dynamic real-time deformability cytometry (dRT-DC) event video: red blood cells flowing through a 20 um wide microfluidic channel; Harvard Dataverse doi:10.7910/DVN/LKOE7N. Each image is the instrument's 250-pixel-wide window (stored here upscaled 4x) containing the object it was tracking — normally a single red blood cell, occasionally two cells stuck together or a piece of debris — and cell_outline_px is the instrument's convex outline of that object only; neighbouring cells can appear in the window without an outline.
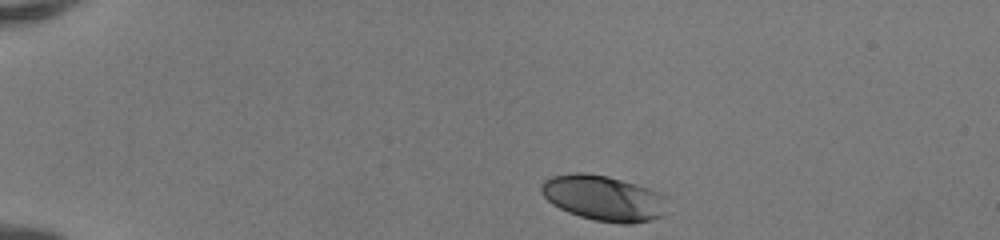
{"species": "human", "species_latin": "Homo sapiens", "temperature_condition": "room temperature", "stored_images_in_passage": 41, "camera_frame_rate_fps": 3000, "um_per_image_px": 0.085, "donor": {"sex": "female"}, "frame": {"image": 1, "passage_image": 1, "time_ms": 0.0, "image_size_px": [1000, 240], "cell_outline_px": [[668, 196], [664, 216], [652, 220], [632, 224], [620, 224], [592, 220], [568, 212], [552, 204], [544, 196], [540, 188], [540, 184], [544, 180], [552, 176], [572, 172], [584, 172], [608, 176], [636, 184], [648, 188]], "centroid_in_image_um": [51.33, 16.84], "position_along_channel_um": 33.7, "area_um2": 33.81}}
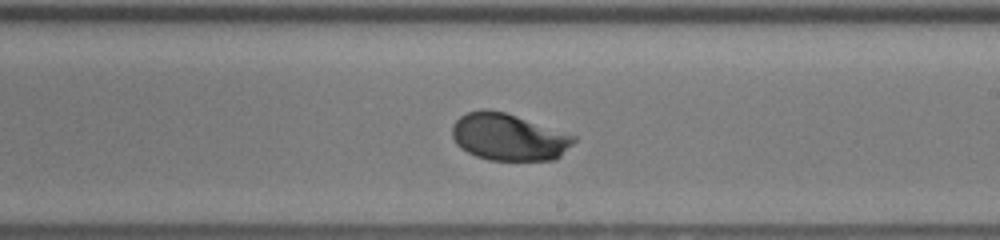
{"frame": {"image": 2, "passage_image": 22, "time_ms": 7.0, "image_size_px": [1000, 240], "cell_outline_px": [[576, 140], [556, 160], [488, 160], [476, 156], [460, 148], [456, 144], [452, 136], [452, 124], [460, 116], [468, 112], [480, 108], [488, 108], [504, 112], [576, 136]], "centroid_in_image_um": [43.19, 11.65], "position_along_channel_um": 245.8, "area_um2": 33.29}}
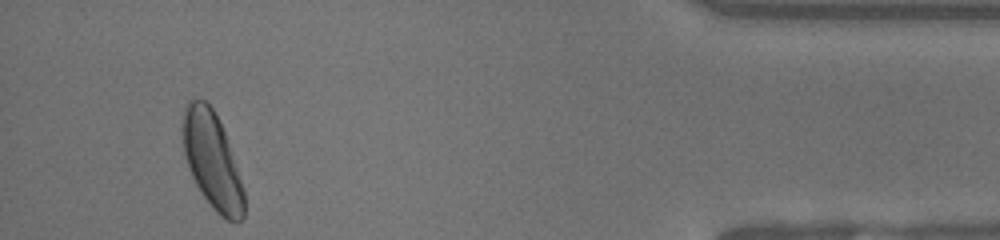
{"frame": {"image": 3, "passage_image": 38, "time_ms": 12.333, "image_size_px": [1000, 240], "cell_outline_px": [[244, 216], [236, 224], [220, 216], [212, 208], [196, 184], [188, 168], [184, 156], [184, 108], [192, 100], [204, 100], [212, 108], [224, 132], [244, 192]], "centroid_in_image_um": [18.04, 13.72], "position_along_channel_um": 417.2, "area_um2": 33.41}, "authors_computed_cell_mechanics": {"area_um2": 33.0616, "velocity_mm_per_s": 4.1725, "shape_relaxation_time_tau1_ms": 2.5197, "shape_relaxation_time_tau2_ms": null, "deformation_change_tau1": 0.1277, "deformation_change_tau2": null}}